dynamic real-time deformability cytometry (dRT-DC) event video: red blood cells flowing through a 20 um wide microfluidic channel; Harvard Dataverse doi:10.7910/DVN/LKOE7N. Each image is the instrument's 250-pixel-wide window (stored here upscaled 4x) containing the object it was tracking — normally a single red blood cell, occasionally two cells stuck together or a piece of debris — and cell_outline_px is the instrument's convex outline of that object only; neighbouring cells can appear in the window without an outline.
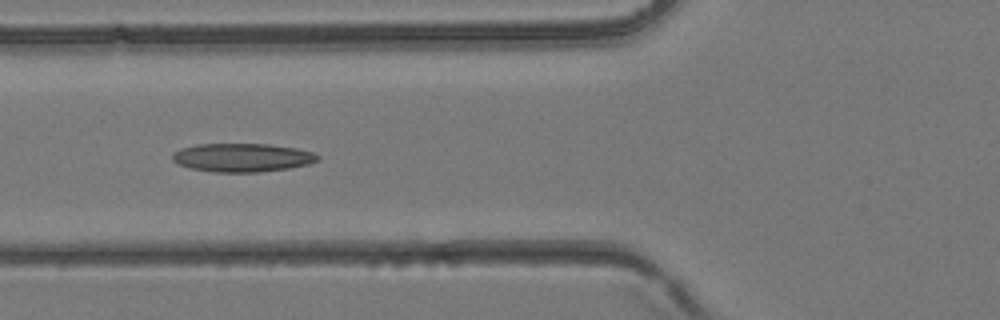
{"species": "common noctule bat (a hibernating species)", "species_latin": "Nyctalus noctula", "temperature_condition": "room temperature", "stored_images_in_passage": 28, "camera_frame_rate_fps": 3000, "um_per_image_px": 0.085, "animal": {"sex": "female", "body_mass_g": 24.6, "forearm_length_mm": 56.2}, "frame": {"image": 1, "passage_image": 4, "time_ms": 1.0, "image_size_px": [1000, 320], "cell_outline_px": [[320, 160], [308, 164], [288, 168], [260, 172], [216, 172], [188, 168], [172, 160], [172, 152], [180, 148], [196, 144], [268, 144], [296, 148], [312, 152], [320, 156]], "centroid_in_image_um": [20.57, 13.39], "position_along_channel_um": 105.2, "area_um2": 24.22}}
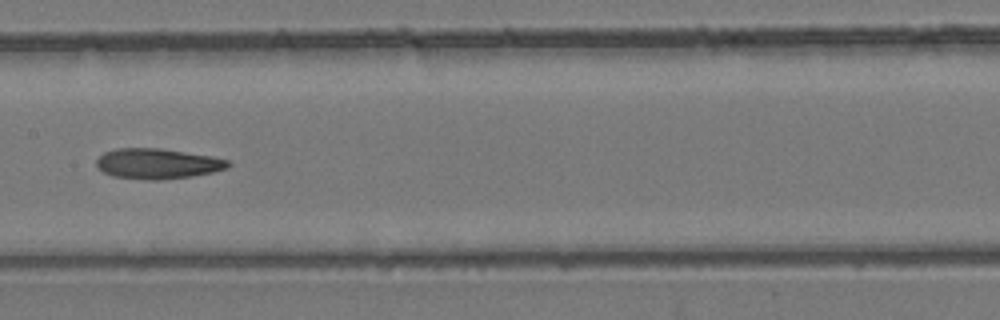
{"frame": {"image": 2, "passage_image": 9, "time_ms": 2.667, "image_size_px": [1000, 320], "cell_outline_px": [[232, 164], [228, 168], [212, 172], [192, 176], [160, 180], [144, 180], [112, 176], [104, 172], [96, 164], [96, 160], [104, 152], [116, 148], [160, 148], [212, 156], [228, 160]], "centroid_in_image_um": [13.4, 13.91], "position_along_channel_um": 194.0, "area_um2": 23.35}}
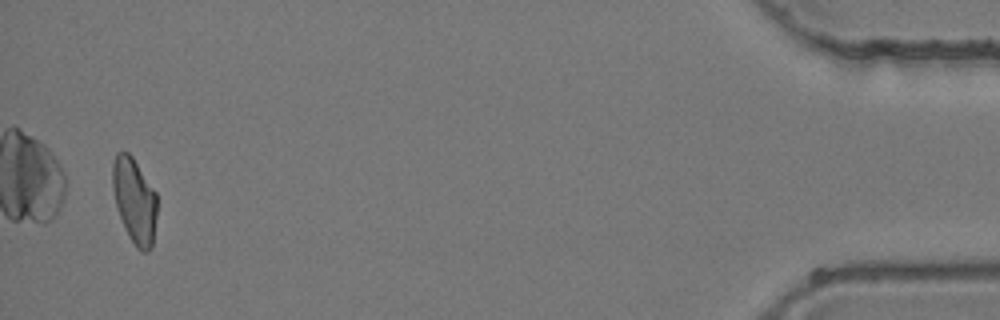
{"frame": {"image": 3, "passage_image": 27, "time_ms": 8.667, "image_size_px": [1000, 320], "cell_outline_px": [[156, 216], [152, 248], [148, 252], [140, 252], [136, 248], [120, 216], [116, 204], [112, 188], [112, 164], [116, 152], [128, 152], [132, 156], [156, 192]], "centroid_in_image_um": [11.43, 17.03], "position_along_channel_um": 423.8, "area_um2": 21.91}}